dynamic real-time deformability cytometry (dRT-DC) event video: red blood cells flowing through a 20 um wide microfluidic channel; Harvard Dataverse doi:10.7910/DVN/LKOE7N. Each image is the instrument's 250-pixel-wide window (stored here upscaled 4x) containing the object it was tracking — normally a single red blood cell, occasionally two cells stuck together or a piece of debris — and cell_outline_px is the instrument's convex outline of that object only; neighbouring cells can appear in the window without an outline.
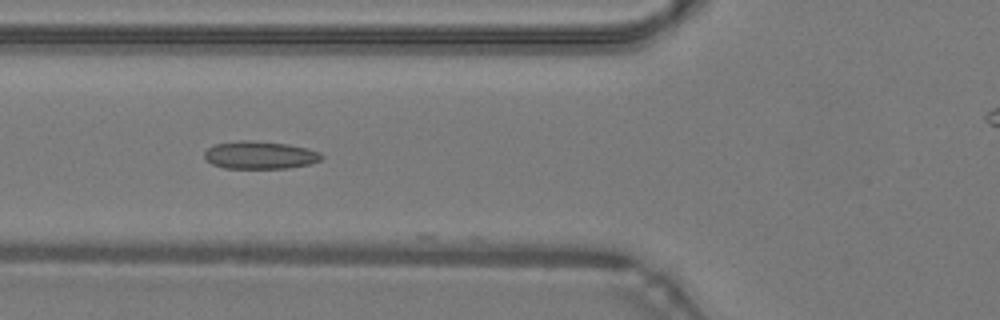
{"species": "common noctule bat (a hibernating species)", "species_latin": "Nyctalus noctula", "temperature_condition": "warm", "stored_images_in_passage": 14, "camera_frame_rate_fps": 3000, "um_per_image_px": 0.085, "animal": {"sex": "male", "body_mass_g": 19.2, "forearm_length_mm": 51.8}, "frame": {"image": 1, "passage_image": 13, "time_ms": 4.0, "image_size_px": [1000, 320], "cell_outline_px": [[324, 156], [320, 160], [308, 164], [288, 168], [224, 168], [212, 164], [204, 160], [204, 152], [208, 148], [216, 144], [240, 140], [252, 140], [288, 144], [308, 148], [320, 152]], "centroid_in_image_um": [22.08, 13.18], "position_along_channel_um": 103.7, "area_um2": 19.02}}